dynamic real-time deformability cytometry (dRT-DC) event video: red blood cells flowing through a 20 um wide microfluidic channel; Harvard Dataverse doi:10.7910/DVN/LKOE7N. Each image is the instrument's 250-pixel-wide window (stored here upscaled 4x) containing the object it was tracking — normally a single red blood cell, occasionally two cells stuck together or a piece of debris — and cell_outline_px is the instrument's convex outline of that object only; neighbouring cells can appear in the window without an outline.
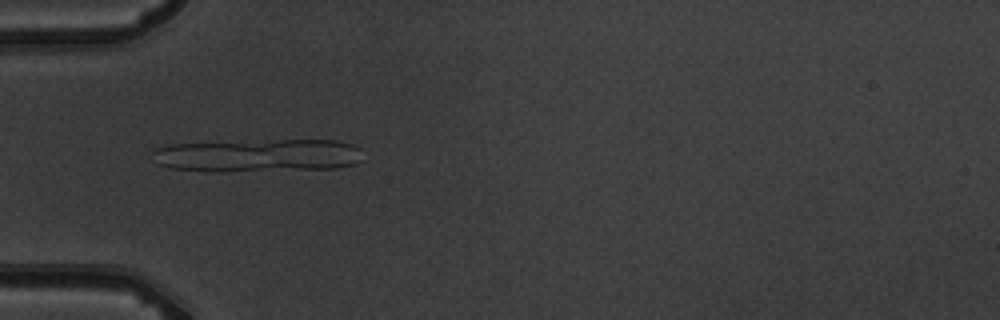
{"species": "common noctule bat (a hibernating species)", "species_latin": "Nyctalus noctula", "temperature_condition": "warm", "stored_images_in_passage": 5, "camera_frame_rate_fps": 3000, "um_per_image_px": 0.085, "animal": {"sex": "male", "body_mass_g": 19.5, "forearm_length_mm": 54.6}, "frame": {"image": 1, "passage_image": 3, "time_ms": 2.333, "image_size_px": [1000, 320], "cell_outline_px": [[360, 160], [356, 164], [336, 168], [224, 172], [204, 172], [168, 168], [156, 164], [152, 152], [156, 148], [168, 144], [280, 140], [336, 140], [352, 144], [360, 148]], "centroid_in_image_um": [21.88, 13.23], "position_along_channel_um": 63.1, "area_um2": 40.86}}